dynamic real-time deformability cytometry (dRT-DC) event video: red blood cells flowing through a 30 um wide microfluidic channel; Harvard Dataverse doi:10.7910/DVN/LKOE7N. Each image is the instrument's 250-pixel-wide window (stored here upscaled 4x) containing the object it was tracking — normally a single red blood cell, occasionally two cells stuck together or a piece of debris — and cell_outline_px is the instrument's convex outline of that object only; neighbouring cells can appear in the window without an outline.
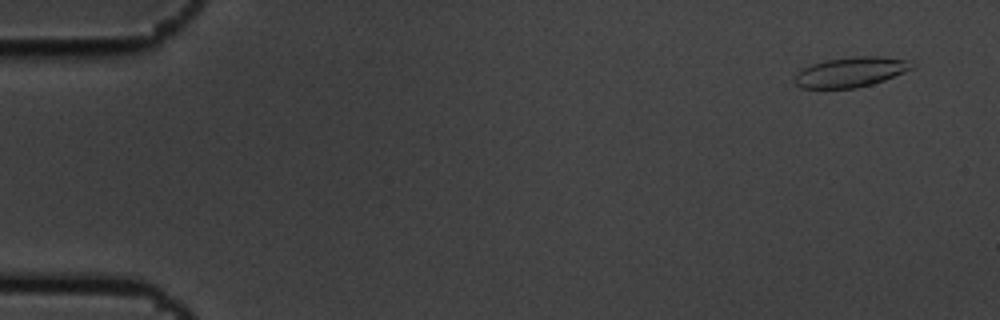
{"species": "common noctule bat (a hibernating species)", "species_latin": "Nyctalus noctula", "temperature_condition": "cold", "stored_images_in_passage": 10, "camera_frame_rate_fps": 3000, "um_per_image_px": 0.085, "animal": {"sex": "male", "body_mass_g": 19.5, "forearm_length_mm": 54.6}, "frame": {"image": 1, "passage_image": 1, "time_ms": 0.0, "image_size_px": [1000, 320], "cell_outline_px": [[916, 64], [912, 68], [904, 72], [884, 80], [872, 84], [856, 88], [800, 88], [792, 80], [804, 68], [812, 64], [828, 60], [856, 56], [880, 56], [904, 60]], "centroid_in_image_um": [72.31, 6.13], "position_along_channel_um": 12.7, "area_um2": 20.17}}
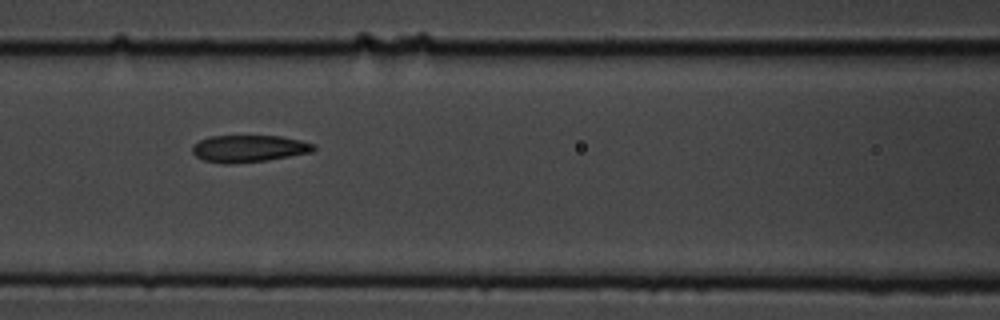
{"frame": {"image": 2, "passage_image": 7, "time_ms": 2.0, "image_size_px": [1000, 320], "cell_outline_px": [[316, 148], [312, 152], [264, 160], [228, 164], [224, 164], [204, 160], [196, 156], [192, 152], [192, 144], [208, 136], [280, 136], [300, 140], [316, 144]], "centroid_in_image_um": [21.13, 12.62], "position_along_channel_um": 145.5, "area_um2": 19.02}}
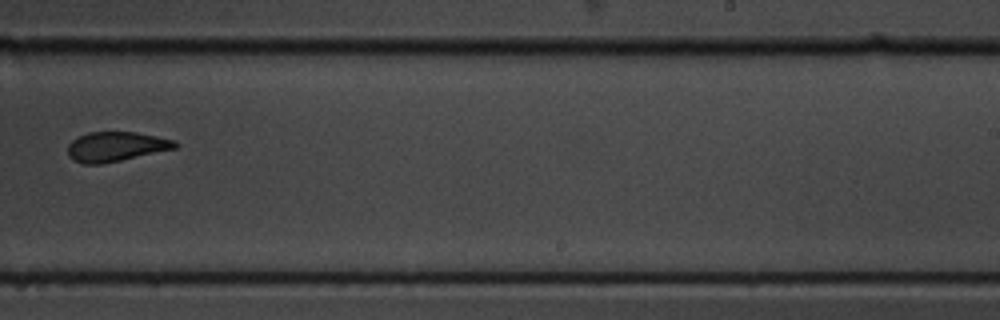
{"frame": {"image": 3, "passage_image": 10, "time_ms": 3.0, "image_size_px": [1000, 320], "cell_outline_px": [[180, 144], [176, 148], [120, 160], [100, 164], [84, 164], [72, 160], [68, 156], [68, 144], [76, 136], [88, 132], [136, 132], [176, 140]], "centroid_in_image_um": [9.83, 12.45], "position_along_channel_um": 279.2, "area_um2": 18.61}}